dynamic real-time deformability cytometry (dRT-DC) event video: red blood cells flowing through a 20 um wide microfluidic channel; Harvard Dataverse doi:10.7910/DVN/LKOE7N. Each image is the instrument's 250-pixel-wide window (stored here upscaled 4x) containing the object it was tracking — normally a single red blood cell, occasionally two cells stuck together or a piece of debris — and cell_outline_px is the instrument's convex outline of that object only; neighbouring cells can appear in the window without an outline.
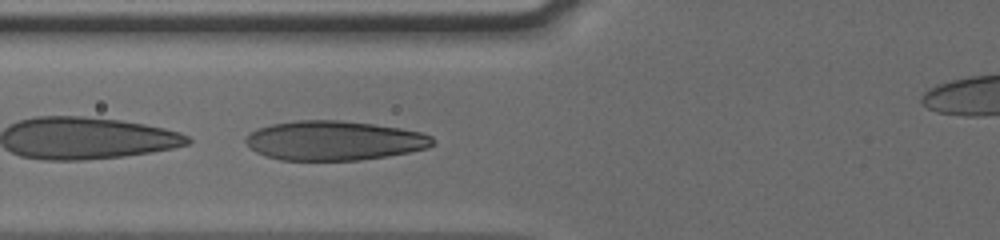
{"species": "human", "species_latin": "Homo sapiens", "temperature_condition": "cold", "stored_images_in_passage": 50, "camera_frame_rate_fps": 3000, "um_per_image_px": 0.085, "donor": {"sex": "male"}, "frame": {"image": 1, "passage_image": 22, "time_ms": 7.0, "image_size_px": [1000, 240], "cell_outline_px": [[436, 144], [428, 148], [408, 152], [360, 160], [280, 160], [256, 152], [244, 140], [252, 132], [260, 128], [272, 124], [296, 120], [336, 120], [372, 124], [400, 128], [420, 132], [432, 136], [436, 140]], "centroid_in_image_um": [28.45, 11.95], "position_along_channel_um": 97.4, "area_um2": 42.66}}
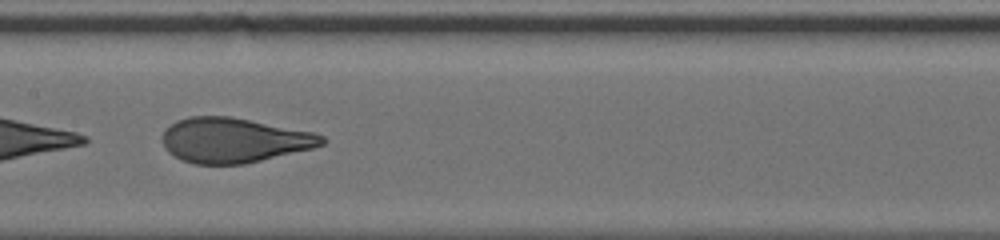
{"frame": {"image": 2, "passage_image": 29, "time_ms": 9.333, "image_size_px": [1000, 240], "cell_outline_px": [[328, 140], [324, 144], [312, 148], [244, 164], [196, 164], [184, 160], [168, 152], [164, 148], [164, 128], [176, 120], [188, 116], [232, 116], [312, 132], [324, 136]], "centroid_in_image_um": [19.87, 11.9], "position_along_channel_um": 187.5, "area_um2": 41.56}}
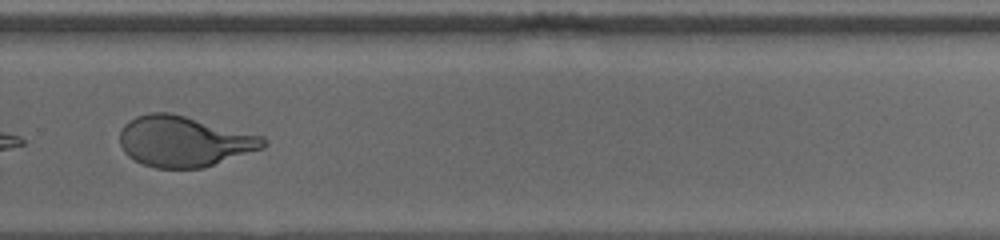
{"frame": {"image": 3, "passage_image": 39, "time_ms": 12.667, "image_size_px": [1000, 240], "cell_outline_px": [[268, 144], [264, 148], [204, 168], [156, 168], [144, 164], [128, 156], [124, 152], [120, 144], [120, 132], [124, 124], [136, 116], [152, 112], [168, 112], [264, 136], [268, 140]], "centroid_in_image_um": [15.67, 12.02], "position_along_channel_um": 314.1, "area_um2": 42.37}, "authors_computed_cell_mechanics": {"area_um2": 46.0377, "velocity_mm_per_s": 3.829, "shape_relaxation_time_tau1_ms": 3.3833, "shape_relaxation_time_tau2_ms": null, "deformation_change_tau1": 0.1928, "deformation_change_tau2": null}}